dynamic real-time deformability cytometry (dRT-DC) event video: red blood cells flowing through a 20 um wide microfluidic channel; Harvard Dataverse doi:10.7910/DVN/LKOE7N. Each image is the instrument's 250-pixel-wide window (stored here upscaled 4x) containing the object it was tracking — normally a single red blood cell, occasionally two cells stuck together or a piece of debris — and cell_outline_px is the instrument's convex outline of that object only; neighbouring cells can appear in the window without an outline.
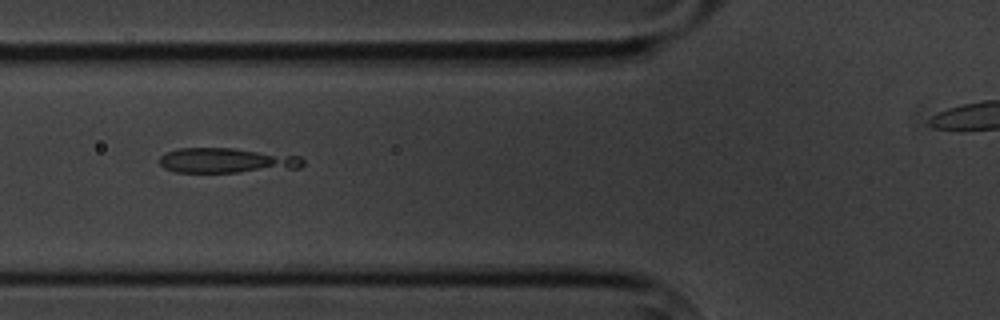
{"species": "common noctule bat (a hibernating species)", "species_latin": "Nyctalus noctula", "temperature_condition": "cold", "stored_images_in_passage": 12, "camera_frame_rate_fps": 3000, "um_per_image_px": 0.085, "animal": {"sex": "male", "body_mass_g": 20.1, "forearm_length_mm": 53.5}, "frame": {"image": 1, "passage_image": 7, "time_ms": 7.667, "image_size_px": [1000, 320], "cell_outline_px": [[304, 164], [300, 168], [240, 172], [176, 172], [164, 168], [160, 164], [160, 156], [164, 152], [176, 148], [236, 148], [300, 156], [304, 160]], "centroid_in_image_um": [19.26, 13.63], "position_along_channel_um": 106.5, "area_um2": 21.1}}
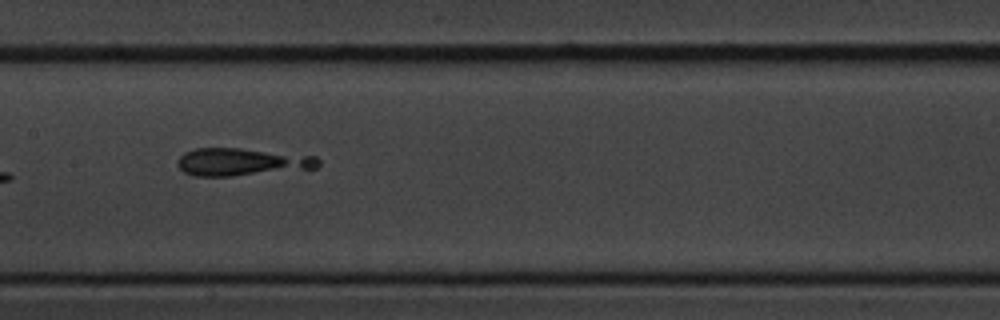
{"frame": {"image": 2, "passage_image": 9, "time_ms": 10.0, "image_size_px": [1000, 320], "cell_outline_px": [[320, 164], [316, 168], [232, 176], [192, 176], [184, 172], [176, 164], [176, 160], [184, 152], [192, 148], [240, 148], [316, 156], [320, 160]], "centroid_in_image_um": [20.51, 13.76], "position_along_channel_um": 186.9, "area_um2": 22.77}}
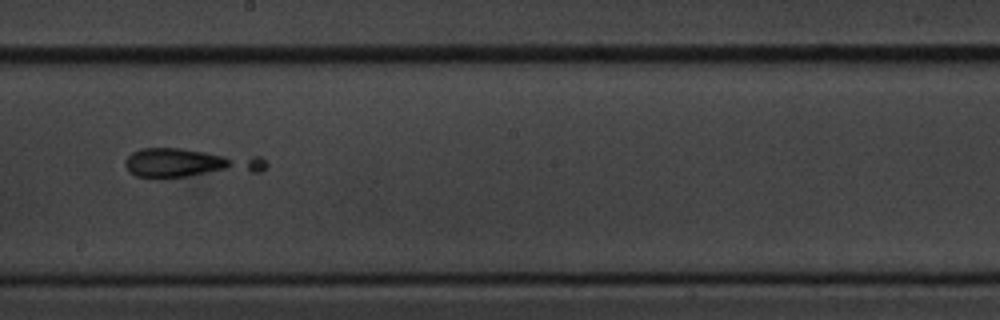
{"frame": {"image": 3, "passage_image": 10, "time_ms": 11.333, "image_size_px": [1000, 320], "cell_outline_px": [[268, 164], [260, 172], [184, 176], [136, 176], [128, 172], [124, 164], [124, 160], [132, 152], [144, 148], [180, 148], [260, 156]], "centroid_in_image_um": [16.15, 13.83], "position_along_channel_um": 232.1, "area_um2": 23.58}}